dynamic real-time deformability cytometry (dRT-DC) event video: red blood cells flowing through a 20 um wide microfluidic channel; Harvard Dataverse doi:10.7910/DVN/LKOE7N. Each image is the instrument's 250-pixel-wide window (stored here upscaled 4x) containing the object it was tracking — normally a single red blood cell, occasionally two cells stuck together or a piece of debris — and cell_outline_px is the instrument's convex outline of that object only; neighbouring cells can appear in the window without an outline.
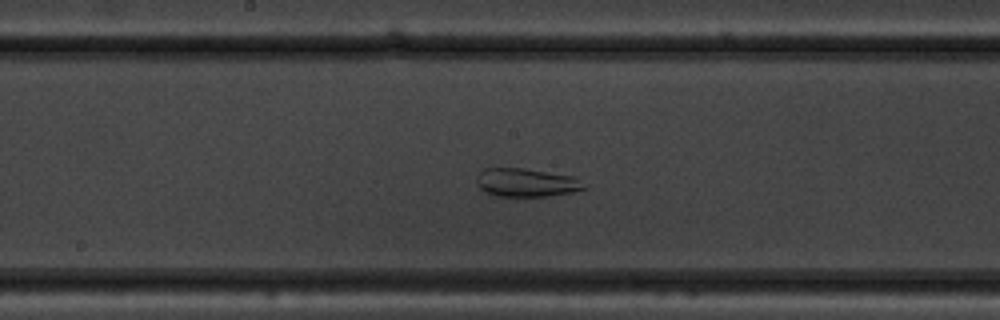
{"species": "common noctule bat (a hibernating species)", "species_latin": "Nyctalus noctula", "temperature_condition": "warm", "stored_images_in_passage": 29, "camera_frame_rate_fps": 3000, "um_per_image_px": 0.085, "animal": {"sex": "male", "body_mass_g": 19.5, "forearm_length_mm": 54.6}, "frame": {"image": 1, "passage_image": 17, "time_ms": 5.333, "image_size_px": [1000, 320], "cell_outline_px": [[588, 188], [572, 192], [548, 196], [492, 196], [480, 188], [476, 180], [476, 176], [484, 168], [524, 168], [572, 176]], "centroid_in_image_um": [44.69, 15.52], "position_along_channel_um": 203.5, "area_um2": 17.69}}
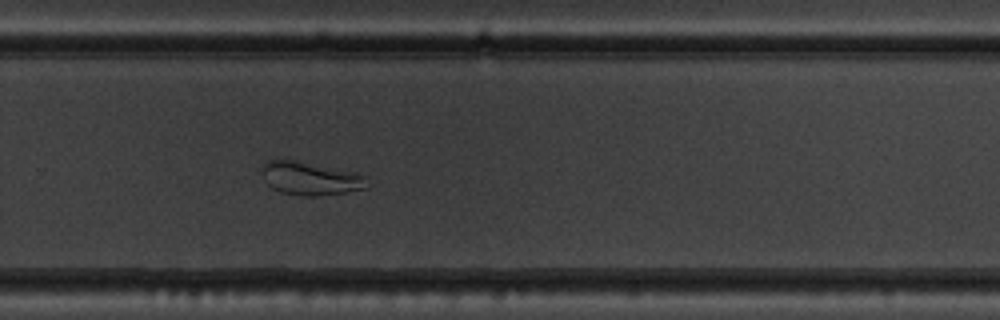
{"frame": {"image": 2, "passage_image": 25, "time_ms": 8.0, "image_size_px": [1000, 320], "cell_outline_px": [[368, 188], [344, 192], [316, 196], [300, 196], [280, 192], [272, 188], [264, 180], [260, 172], [264, 164], [268, 160], [276, 156], [280, 156], [360, 172], [368, 176]], "centroid_in_image_um": [26.37, 15.11], "position_along_channel_um": 303.4, "area_um2": 21.56}}